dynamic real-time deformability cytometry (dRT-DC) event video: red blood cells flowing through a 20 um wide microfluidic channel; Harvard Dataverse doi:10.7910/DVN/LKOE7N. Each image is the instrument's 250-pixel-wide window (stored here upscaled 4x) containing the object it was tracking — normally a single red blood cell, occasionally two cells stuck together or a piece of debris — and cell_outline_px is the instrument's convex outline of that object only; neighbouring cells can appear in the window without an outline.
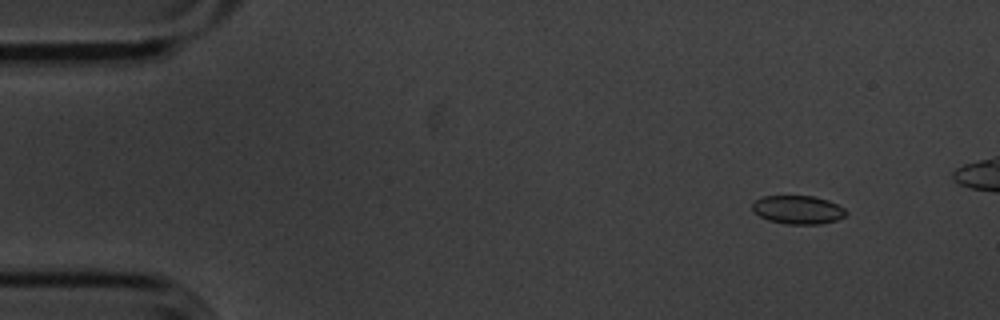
{"species": "common noctule bat (a hibernating species)", "species_latin": "Nyctalus noctula", "temperature_condition": "cold", "stored_images_in_passage": 50, "camera_frame_rate_fps": 3000, "um_per_image_px": 0.085, "animal": {"sex": "male", "body_mass_g": 20.1, "forearm_length_mm": 53.5}, "frame": {"image": 1, "passage_image": 5, "time_ms": 1.333, "image_size_px": [1000, 320], "cell_outline_px": [[848, 212], [844, 216], [836, 220], [820, 224], [788, 224], [768, 220], [760, 216], [752, 208], [752, 204], [756, 200], [764, 196], [812, 196], [828, 200], [844, 208]], "centroid_in_image_um": [67.84, 17.83], "position_along_channel_um": 17.2, "area_um2": 15.37}}
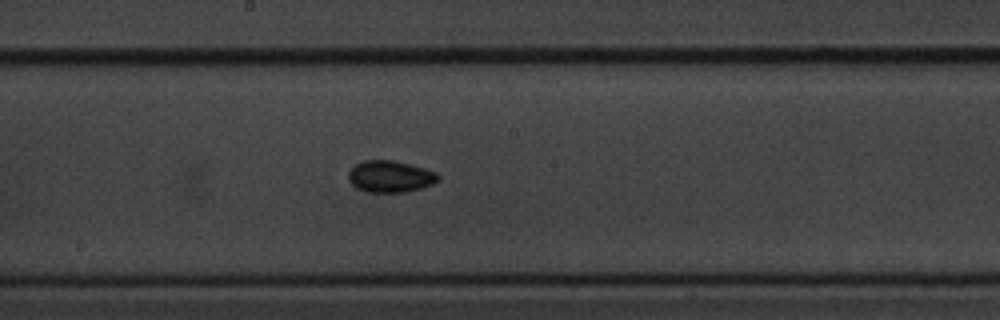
{"frame": {"image": 2, "passage_image": 29, "time_ms": 9.333, "image_size_px": [1000, 320], "cell_outline_px": [[440, 180], [432, 184], [420, 188], [404, 192], [368, 192], [356, 188], [348, 180], [348, 172], [356, 164], [364, 160], [392, 160], [424, 168], [436, 172], [440, 176]], "centroid_in_image_um": [33.16, 15.0], "position_along_channel_um": 215.0, "area_um2": 16.53}}
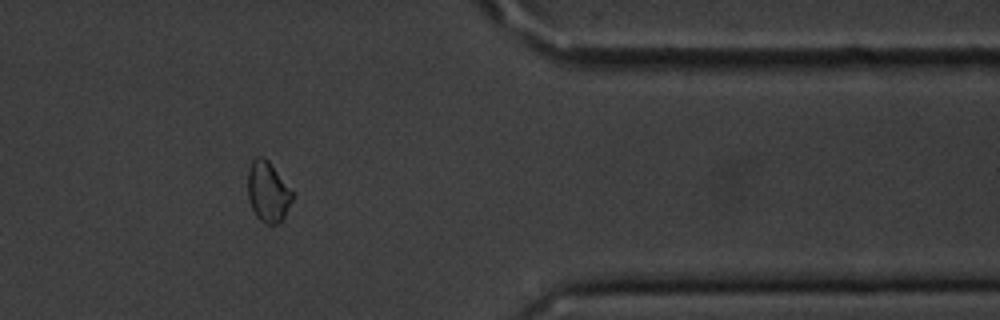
{"frame": {"image": 3, "passage_image": 45, "time_ms": 14.667, "image_size_px": [1000, 320], "cell_outline_px": [[292, 200], [280, 224], [264, 224], [256, 216], [248, 200], [248, 168], [252, 160], [256, 156], [264, 156], [268, 160], [292, 192]], "centroid_in_image_um": [22.74, 16.31], "position_along_channel_um": 388.7, "area_um2": 15.61}}